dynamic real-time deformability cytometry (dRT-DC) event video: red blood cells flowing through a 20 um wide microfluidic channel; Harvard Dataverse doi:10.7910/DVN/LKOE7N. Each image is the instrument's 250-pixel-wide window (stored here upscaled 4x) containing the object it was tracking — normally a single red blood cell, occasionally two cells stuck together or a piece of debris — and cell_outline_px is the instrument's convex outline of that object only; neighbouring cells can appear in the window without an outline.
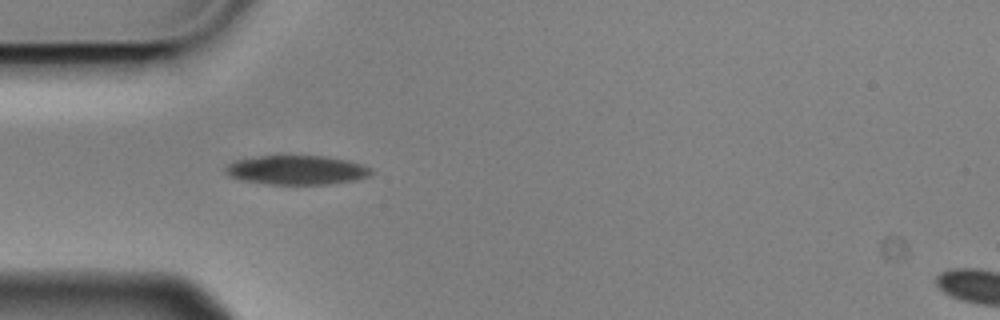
{"species": "Egyptian fruit bat (a non-hibernating species)", "species_latin": "Rousettus aegyptiacus", "temperature_condition": "cold", "stored_images_in_passage": 9, "camera_frame_rate_fps": 3000, "um_per_image_px": 0.085, "animal": {"sex": "male"}, "frame": {"image": 1, "passage_image": 4, "time_ms": 1.0, "image_size_px": [1000, 320], "cell_outline_px": [[372, 172], [368, 176], [360, 180], [328, 184], [272, 184], [240, 180], [224, 172], [224, 168], [232, 160], [276, 152], [280, 152], [324, 156], [344, 160], [360, 164], [372, 168]], "centroid_in_image_um": [25.15, 14.4], "position_along_channel_um": 59.8, "area_um2": 25.89}}
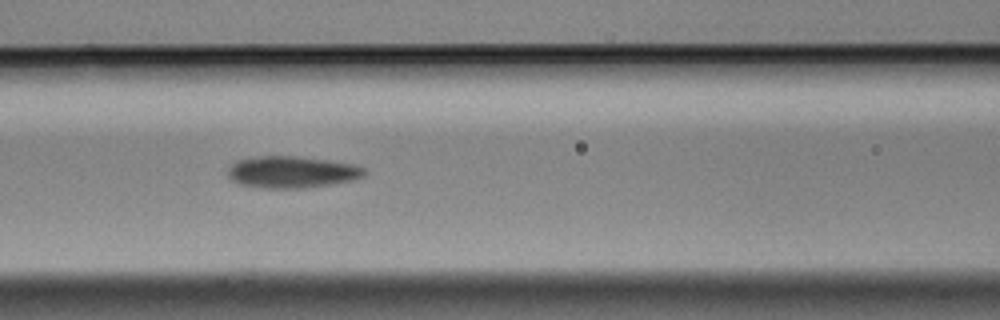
{"frame": {"image": 2, "passage_image": 6, "time_ms": 1.667, "image_size_px": [1000, 320], "cell_outline_px": [[368, 172], [364, 176], [352, 180], [328, 184], [300, 188], [264, 188], [240, 184], [232, 180], [228, 176], [228, 168], [236, 160], [256, 156], [296, 156], [328, 160], [352, 164], [364, 168]], "centroid_in_image_um": [24.78, 14.61], "position_along_channel_um": 141.8, "area_um2": 25.14}}
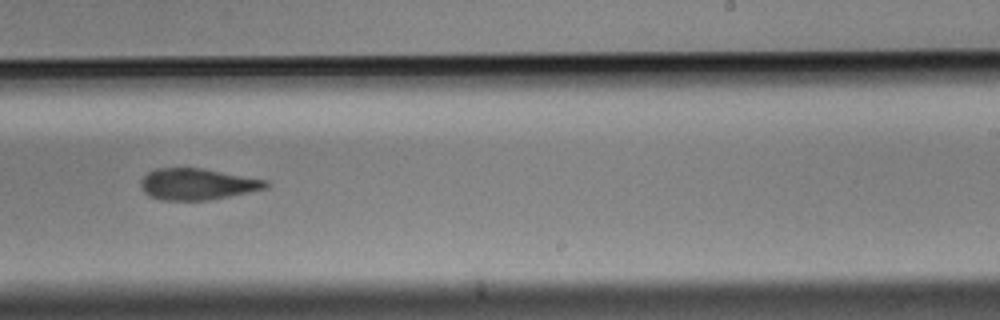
{"frame": {"image": 3, "passage_image": 9, "time_ms": 2.667, "image_size_px": [1000, 320], "cell_outline_px": [[268, 188], [208, 200], [160, 200], [148, 196], [144, 192], [140, 184], [140, 180], [148, 172], [156, 168], [204, 168], [268, 180]], "centroid_in_image_um": [16.76, 15.64], "position_along_channel_um": 272.2, "area_um2": 22.95}}